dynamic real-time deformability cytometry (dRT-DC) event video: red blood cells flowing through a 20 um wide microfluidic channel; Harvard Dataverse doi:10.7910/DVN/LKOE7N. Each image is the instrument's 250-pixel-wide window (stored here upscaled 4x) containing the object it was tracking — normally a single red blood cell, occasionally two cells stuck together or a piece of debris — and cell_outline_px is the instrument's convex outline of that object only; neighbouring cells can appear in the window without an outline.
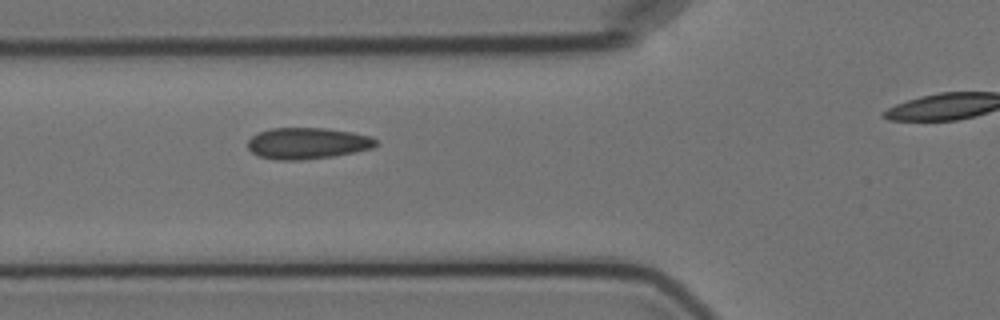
{"species": "Egyptian fruit bat (a non-hibernating species)", "species_latin": "Rousettus aegyptiacus", "temperature_condition": "cold", "stored_images_in_passage": 6, "segment_of_instrument_passage": [1, 2], "camera_frame_rate_fps": 3000, "um_per_image_px": 0.085, "animal": {"sex": "female"}, "frame": {"image": 1, "passage_image": 5, "time_ms": 4.667, "image_size_px": [1000, 320], "cell_outline_px": [[376, 144], [372, 148], [356, 152], [332, 156], [304, 160], [276, 160], [260, 156], [252, 152], [248, 148], [248, 140], [252, 136], [260, 132], [272, 128], [324, 128], [352, 132], [372, 136], [376, 140]], "centroid_in_image_um": [26.14, 12.18], "position_along_channel_um": 99.7, "area_um2": 23.35}}